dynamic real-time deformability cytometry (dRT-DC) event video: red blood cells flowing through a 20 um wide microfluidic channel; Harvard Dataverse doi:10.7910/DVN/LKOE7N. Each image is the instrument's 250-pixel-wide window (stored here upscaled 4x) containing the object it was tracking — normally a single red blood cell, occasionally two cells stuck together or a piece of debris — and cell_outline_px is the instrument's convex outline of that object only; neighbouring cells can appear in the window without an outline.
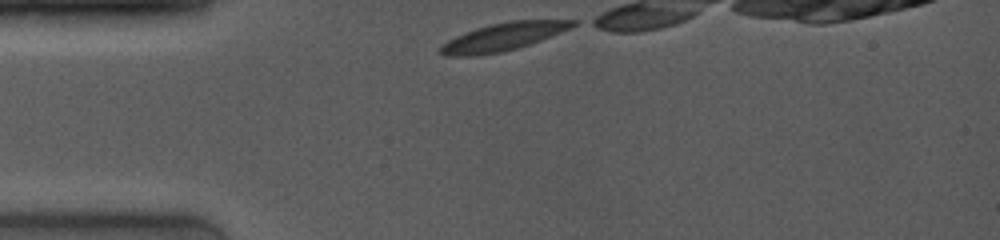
{"species": "common noctule bat (a hibernating species)", "species_latin": "Nyctalus noctula", "temperature_condition": "room temperature", "stored_images_in_passage": 10, "camera_frame_rate_fps": 4000, "um_per_image_px": 0.085, "animal": {"sex": "female", "body_mass_g": 19.0, "forearm_length_mm": 53.3}, "frame": {"image": 1, "passage_image": 1, "time_ms": 0.0, "image_size_px": [1000, 240], "cell_outline_px": [[580, 24], [572, 28], [540, 40], [504, 52], [476, 56], [444, 56], [436, 52], [436, 48], [440, 44], [456, 36], [476, 28], [492, 24], [512, 20], [580, 20]], "centroid_in_image_um": [42.73, 3.14], "position_along_channel_um": 42.3, "area_um2": 21.73}}